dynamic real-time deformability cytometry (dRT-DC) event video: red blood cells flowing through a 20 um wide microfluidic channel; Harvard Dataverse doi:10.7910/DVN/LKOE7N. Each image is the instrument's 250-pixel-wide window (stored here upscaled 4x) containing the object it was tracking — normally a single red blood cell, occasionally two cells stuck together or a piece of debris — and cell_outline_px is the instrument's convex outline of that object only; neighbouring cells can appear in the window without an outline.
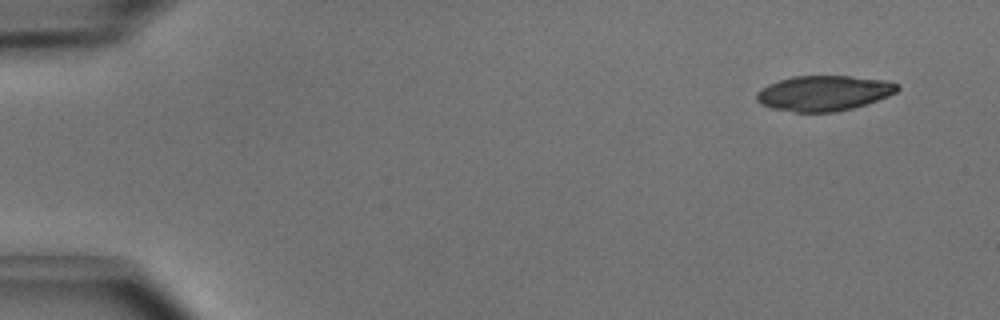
{"species": "common noctule bat (a hibernating species)", "species_latin": "Nyctalus noctula", "temperature_condition": "cold", "stored_images_in_passage": 5, "camera_frame_rate_fps": 3000, "um_per_image_px": 0.085, "animal": {"sex": "male", "body_mass_g": 15.6}, "frame": {"image": 1, "passage_image": 1, "time_ms": 0.0, "image_size_px": [1000, 320], "cell_outline_px": [[900, 88], [896, 92], [888, 96], [852, 108], [836, 112], [796, 112], [772, 108], [760, 104], [756, 100], [756, 92], [768, 84], [792, 76], [852, 76], [884, 80], [900, 84]], "centroid_in_image_um": [70.01, 7.91], "position_along_channel_um": 15.0, "area_um2": 28.9}}